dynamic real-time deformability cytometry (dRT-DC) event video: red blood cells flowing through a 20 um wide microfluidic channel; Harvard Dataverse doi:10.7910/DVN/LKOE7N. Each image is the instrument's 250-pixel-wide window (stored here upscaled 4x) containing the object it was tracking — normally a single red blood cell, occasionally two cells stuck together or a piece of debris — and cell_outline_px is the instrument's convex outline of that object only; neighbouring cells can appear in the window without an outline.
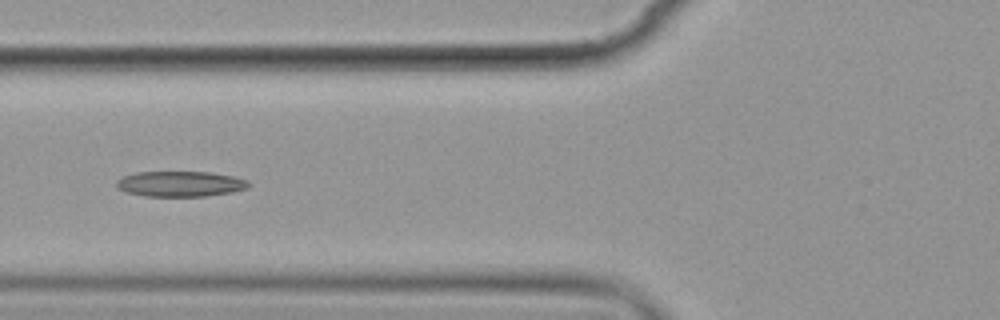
{"species": "common noctule bat (a hibernating species)", "species_latin": "Nyctalus noctula", "temperature_condition": "cold", "stored_images_in_passage": 6, "camera_frame_rate_fps": 3000, "um_per_image_px": 0.085, "animal": {"sex": "female", "body_mass_g": 19.9}, "frame": {"image": 1, "passage_image": 4, "time_ms": 3.333, "image_size_px": [1000, 320], "cell_outline_px": [[252, 184], [248, 188], [232, 192], [204, 196], [144, 196], [124, 192], [116, 188], [116, 180], [120, 176], [136, 172], [212, 172], [232, 176], [248, 180]], "centroid_in_image_um": [15.29, 15.63], "position_along_channel_um": 110.5, "area_um2": 19.88}}
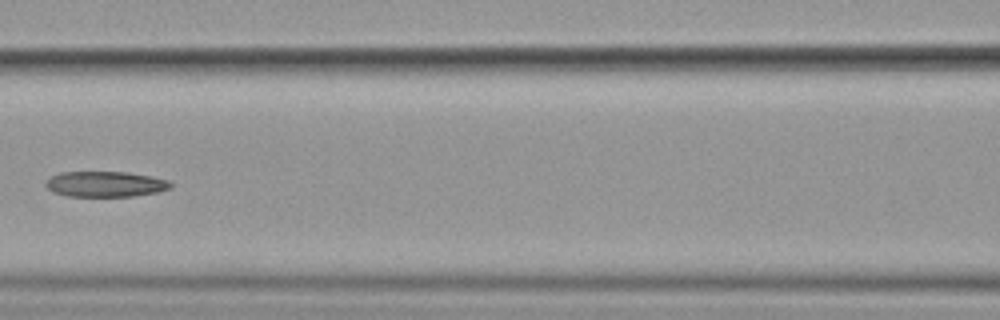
{"frame": {"image": 2, "passage_image": 5, "time_ms": 4.667, "image_size_px": [1000, 320], "cell_outline_px": [[172, 188], [156, 192], [132, 196], [68, 196], [52, 192], [44, 184], [52, 176], [60, 172], [128, 172], [152, 176], [168, 180], [172, 184]], "centroid_in_image_um": [8.97, 15.64], "position_along_channel_um": 157.6, "area_um2": 18.55}}
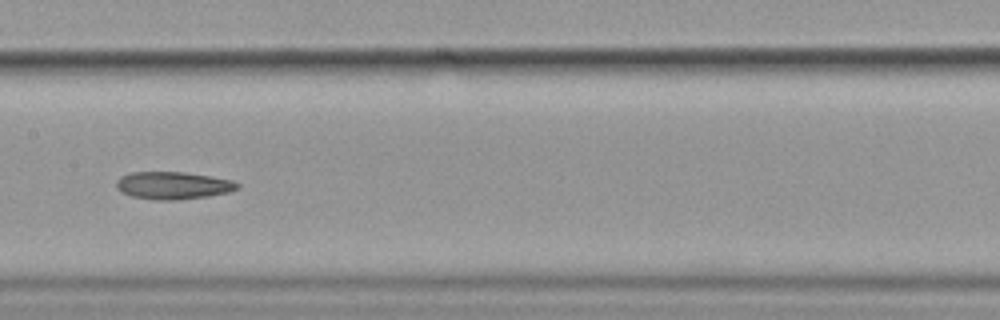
{"frame": {"image": 3, "passage_image": 6, "time_ms": 5.667, "image_size_px": [1000, 320], "cell_outline_px": [[240, 188], [228, 192], [208, 196], [176, 200], [156, 200], [132, 196], [120, 192], [116, 188], [116, 180], [120, 176], [132, 172], [184, 172], [232, 180], [240, 184]], "centroid_in_image_um": [14.68, 15.76], "position_along_channel_um": 192.7, "area_um2": 19.42}}